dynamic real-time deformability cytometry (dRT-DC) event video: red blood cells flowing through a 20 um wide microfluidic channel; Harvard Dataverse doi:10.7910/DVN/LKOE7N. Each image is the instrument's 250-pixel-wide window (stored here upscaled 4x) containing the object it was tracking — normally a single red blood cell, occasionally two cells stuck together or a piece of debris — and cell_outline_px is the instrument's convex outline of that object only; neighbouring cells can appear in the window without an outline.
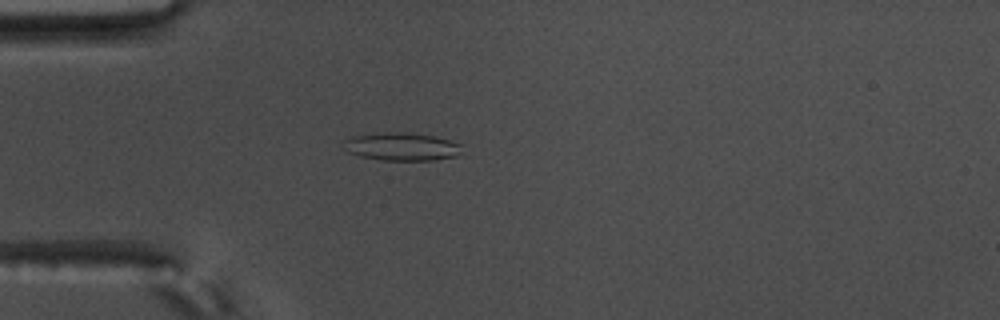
{"species": "common noctule bat (a hibernating species)", "species_latin": "Nyctalus noctula", "temperature_condition": "warm", "stored_images_in_passage": 58, "camera_frame_rate_fps": 3000, "um_per_image_px": 0.085, "animal": {"sex": "male", "body_mass_g": 17.5, "forearm_length_mm": 52.3}, "frame": {"image": 1, "passage_image": 17, "time_ms": 5.333, "image_size_px": [1000, 320], "cell_outline_px": [[460, 144], [456, 156], [432, 160], [380, 160], [360, 156], [348, 152], [344, 140], [352, 136], [384, 132], [400, 132], [436, 136]], "centroid_in_image_um": [34.1, 12.46], "position_along_channel_um": 50.9, "area_um2": 18.9}}
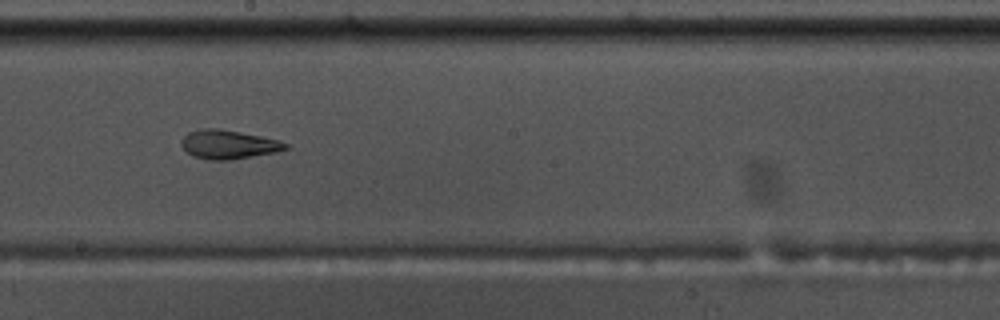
{"frame": {"image": 2, "passage_image": 33, "time_ms": 10.667, "image_size_px": [1000, 320], "cell_outline_px": [[288, 148], [276, 152], [232, 160], [208, 160], [192, 156], [180, 144], [180, 140], [188, 132], [204, 128], [220, 128], [280, 140], [288, 144]], "centroid_in_image_um": [19.4, 12.28], "position_along_channel_um": 228.8, "area_um2": 17.63}}
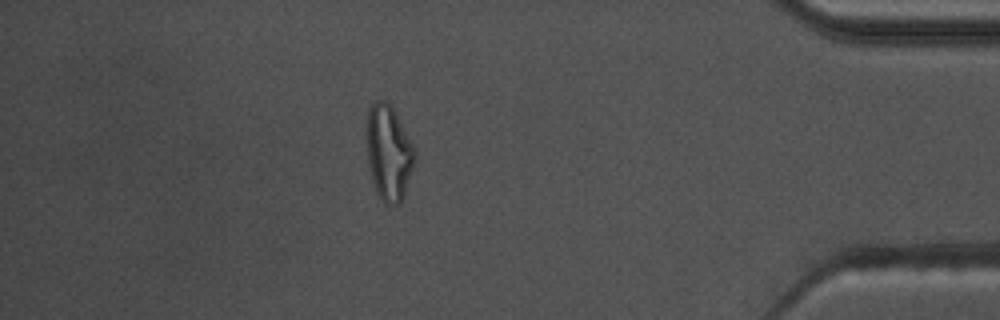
{"frame": {"image": 3, "passage_image": 51, "time_ms": 16.667, "image_size_px": [1000, 320], "cell_outline_px": [[416, 160], [404, 196], [396, 204], [384, 204], [376, 192], [372, 180], [368, 164], [364, 132], [368, 108], [376, 100], [384, 100], [396, 112], [416, 152]], "centroid_in_image_um": [33.0, 12.96], "position_along_channel_um": 402.2, "area_um2": 27.22}, "authors_computed_cell_mechanics": {"area_um2": 20.4901, "velocity_mm_per_s": 3.5668, "shape_relaxation_time_tau1_ms": null, "shape_relaxation_time_tau2_ms": 3.0463, "deformation_change_tau1": null, "deformation_change_tau2": 0.1002}}